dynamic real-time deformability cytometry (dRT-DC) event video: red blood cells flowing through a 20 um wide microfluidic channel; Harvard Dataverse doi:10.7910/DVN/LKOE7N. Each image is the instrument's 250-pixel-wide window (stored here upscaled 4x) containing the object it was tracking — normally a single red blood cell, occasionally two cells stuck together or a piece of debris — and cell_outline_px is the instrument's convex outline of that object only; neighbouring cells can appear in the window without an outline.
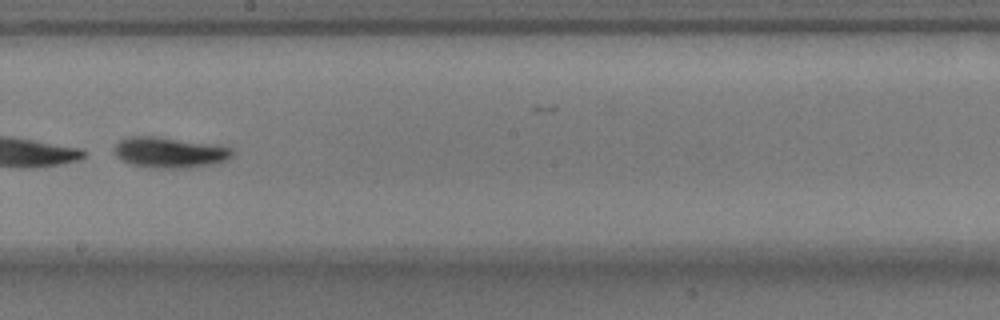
{"species": "common noctule bat (a hibernating species)", "species_latin": "Nyctalus noctula", "temperature_condition": "warm", "stored_images_in_passage": 42, "camera_frame_rate_fps": 3000, "um_per_image_px": 0.085, "animal": {"sex": "male", "body_mass_g": 17.9}, "frame": {"image": 1, "passage_image": 19, "time_ms": 6.0, "image_size_px": [1000, 320], "cell_outline_px": [[236, 152], [228, 160], [216, 164], [188, 168], [156, 168], [132, 164], [120, 160], [112, 152], [112, 148], [120, 140], [128, 136], [156, 136], [216, 144], [232, 148]], "centroid_in_image_um": [14.44, 12.95], "position_along_channel_um": 233.8, "area_um2": 21.62}, "authors_computed_cell_mechanics": {"area_um2": 20.9236, "velocity_mm_per_s": 3.7175, "shape_relaxation_time_tau1_ms": 1.9144, "shape_relaxation_time_tau2_ms": null, "deformation_change_tau1": 0.1707, "deformation_change_tau2": null}}